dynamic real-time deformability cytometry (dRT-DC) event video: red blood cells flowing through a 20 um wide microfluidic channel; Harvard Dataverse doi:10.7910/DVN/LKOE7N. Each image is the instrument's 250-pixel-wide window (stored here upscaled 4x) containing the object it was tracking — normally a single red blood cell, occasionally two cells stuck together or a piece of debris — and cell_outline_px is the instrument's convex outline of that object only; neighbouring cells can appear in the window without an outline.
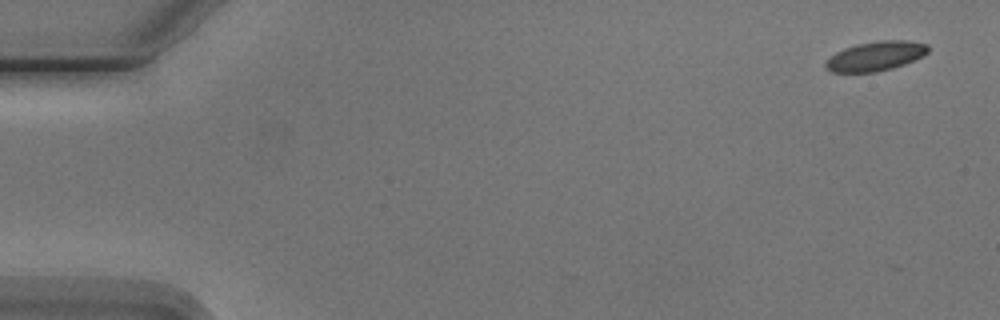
{"species": "Egyptian fruit bat (a non-hibernating species)", "species_latin": "Rousettus aegyptiacus", "temperature_condition": "cold", "stored_images_in_passage": 2, "camera_frame_rate_fps": 3000, "um_per_image_px": 0.085, "animal": {"sex": "male"}, "frame": {"image": 1, "passage_image": 1, "time_ms": 0.0, "image_size_px": [1000, 320], "cell_outline_px": [[928, 52], [924, 56], [904, 64], [892, 68], [876, 72], [832, 72], [824, 64], [836, 52], [844, 48], [856, 44], [880, 40], [908, 40], [928, 44]], "centroid_in_image_um": [74.47, 4.76], "position_along_channel_um": 10.5, "area_um2": 17.51}}